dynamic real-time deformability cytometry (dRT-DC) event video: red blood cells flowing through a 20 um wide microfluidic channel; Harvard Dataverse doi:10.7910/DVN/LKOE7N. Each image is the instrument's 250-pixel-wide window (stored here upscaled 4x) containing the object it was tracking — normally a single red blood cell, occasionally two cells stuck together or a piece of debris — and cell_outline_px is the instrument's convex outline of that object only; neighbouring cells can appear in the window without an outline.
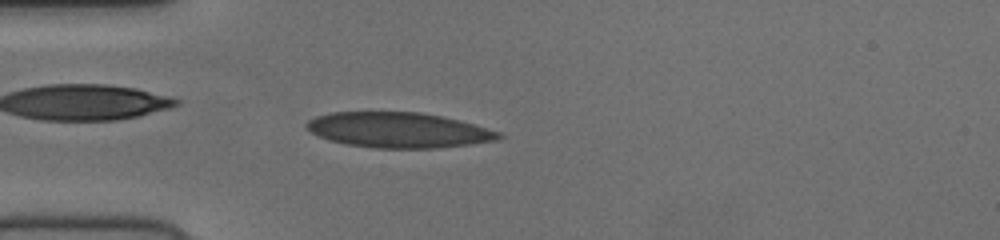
{"species": "human", "species_latin": "Homo sapiens", "temperature_condition": "cold", "stored_images_in_passage": 44, "camera_frame_rate_fps": 3000, "um_per_image_px": 0.085, "donor": {"sex": "female"}, "frame": {"image": 1, "passage_image": 7, "time_ms": 2.0, "image_size_px": [1000, 240], "cell_outline_px": [[504, 136], [496, 140], [468, 144], [436, 148], [372, 148], [348, 144], [328, 140], [312, 132], [304, 124], [308, 120], [316, 116], [332, 112], [420, 112], [440, 116], [472, 124], [500, 132]], "centroid_in_image_um": [33.83, 11.05], "position_along_channel_um": 51.2, "area_um2": 39.13}}
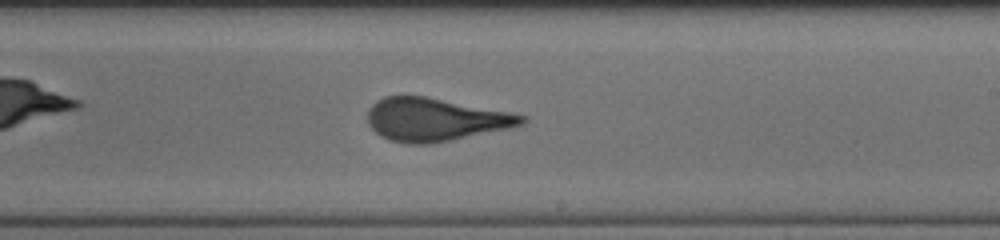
{"frame": {"image": 2, "passage_image": 23, "time_ms": 7.333, "image_size_px": [1000, 240], "cell_outline_px": [[528, 120], [524, 124], [508, 128], [432, 144], [408, 144], [388, 140], [380, 136], [368, 124], [368, 108], [376, 100], [384, 96], [424, 96], [512, 112], [528, 116]], "centroid_in_image_um": [36.99, 10.16], "position_along_channel_um": 252.0, "area_um2": 38.78}}
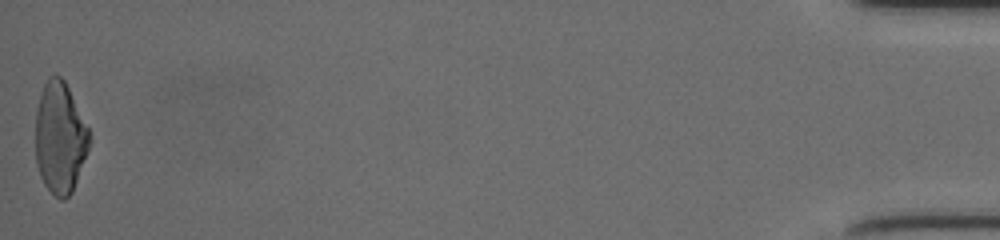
{"frame": {"image": 3, "passage_image": 44, "time_ms": 14.333, "image_size_px": [1000, 240], "cell_outline_px": [[88, 148], [72, 192], [64, 200], [60, 200], [44, 184], [40, 176], [36, 164], [36, 108], [44, 84], [48, 76], [56, 72], [64, 80], [88, 128]], "centroid_in_image_um": [5.06, 11.69], "position_along_channel_um": 430.1, "area_um2": 34.51}}